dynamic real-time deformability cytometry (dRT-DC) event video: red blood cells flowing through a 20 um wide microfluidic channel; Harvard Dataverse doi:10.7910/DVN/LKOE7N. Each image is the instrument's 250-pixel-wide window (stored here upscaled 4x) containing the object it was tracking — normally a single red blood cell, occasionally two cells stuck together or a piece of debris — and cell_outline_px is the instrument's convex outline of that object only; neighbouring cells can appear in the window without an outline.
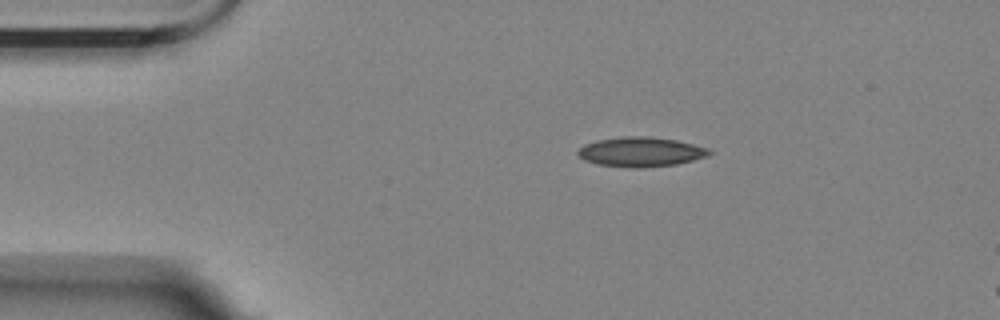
{"species": "Egyptian fruit bat (a non-hibernating species)", "species_latin": "Rousettus aegyptiacus", "temperature_condition": "room temperature", "stored_images_in_passage": 8, "camera_frame_rate_fps": 3000, "um_per_image_px": 0.085, "animal": {"sex": "female"}, "frame": {"image": 1, "passage_image": 1, "time_ms": 0.0, "image_size_px": [1000, 320], "cell_outline_px": [[712, 152], [708, 156], [676, 164], [636, 168], [632, 168], [596, 164], [584, 160], [576, 152], [584, 144], [596, 140], [620, 136], [644, 136], [676, 140], [708, 148]], "centroid_in_image_um": [54.43, 12.9], "position_along_channel_um": 30.6, "area_um2": 22.6}}